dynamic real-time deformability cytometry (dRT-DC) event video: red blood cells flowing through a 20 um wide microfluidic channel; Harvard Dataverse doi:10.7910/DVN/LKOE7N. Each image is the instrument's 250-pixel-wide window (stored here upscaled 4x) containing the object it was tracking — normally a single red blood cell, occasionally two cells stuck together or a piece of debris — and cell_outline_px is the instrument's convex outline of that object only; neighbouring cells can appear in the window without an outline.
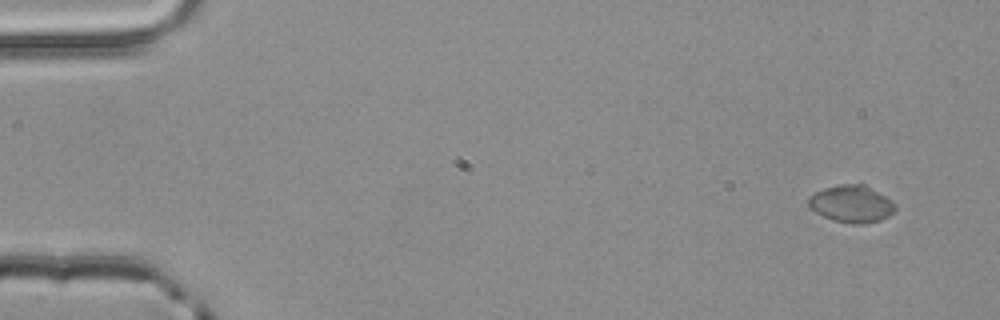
{"species": "common noctule bat (a hibernating species)", "species_latin": "Nyctalus noctula", "temperature_condition": "room temperature", "stored_images_in_passage": 2, "camera_frame_rate_fps": 3000, "um_per_image_px": 0.085, "animal": {"sex": "male", "body_mass_g": 20.4}, "frame": {"image": 1, "passage_image": 2, "time_ms": 0.333, "image_size_px": [1000, 320], "cell_outline_px": [[896, 208], [888, 216], [880, 220], [864, 224], [852, 224], [832, 220], [808, 208], [808, 200], [816, 192], [824, 188], [840, 184], [864, 184], [892, 200], [896, 204]], "centroid_in_image_um": [72.38, 17.34], "position_along_channel_um": 12.6, "area_um2": 18.73}}